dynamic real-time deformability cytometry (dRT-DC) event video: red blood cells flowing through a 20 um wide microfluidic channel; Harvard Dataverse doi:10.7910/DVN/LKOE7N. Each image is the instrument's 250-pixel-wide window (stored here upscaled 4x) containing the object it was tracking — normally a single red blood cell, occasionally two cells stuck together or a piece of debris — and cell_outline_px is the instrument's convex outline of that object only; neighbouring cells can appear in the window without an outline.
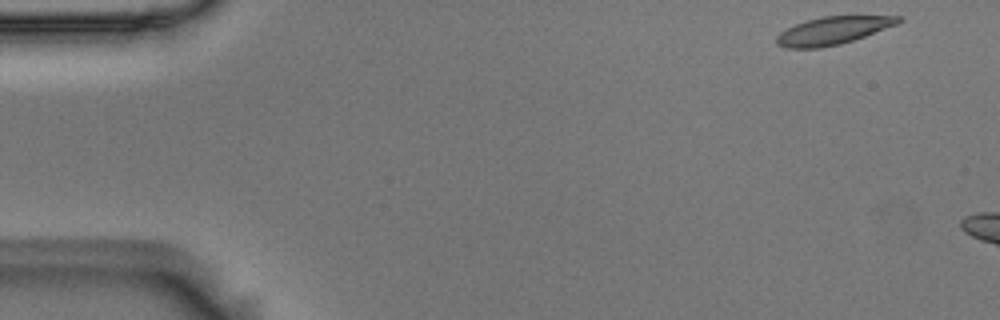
{"species": "Egyptian fruit bat (a non-hibernating species)", "species_latin": "Rousettus aegyptiacus", "temperature_condition": "room temperature", "stored_images_in_passage": 6, "camera_frame_rate_fps": 3000, "um_per_image_px": 0.085, "animal": {"sex": "male"}, "frame": {"image": 1, "passage_image": 1, "time_ms": 0.0, "image_size_px": [1000, 320], "cell_outline_px": [[904, 20], [896, 24], [864, 36], [840, 44], [820, 48], [784, 48], [776, 44], [776, 36], [780, 32], [796, 24], [808, 20], [824, 16], [900, 16]], "centroid_in_image_um": [70.76, 2.61], "position_along_channel_um": 14.2, "area_um2": 19.42}}